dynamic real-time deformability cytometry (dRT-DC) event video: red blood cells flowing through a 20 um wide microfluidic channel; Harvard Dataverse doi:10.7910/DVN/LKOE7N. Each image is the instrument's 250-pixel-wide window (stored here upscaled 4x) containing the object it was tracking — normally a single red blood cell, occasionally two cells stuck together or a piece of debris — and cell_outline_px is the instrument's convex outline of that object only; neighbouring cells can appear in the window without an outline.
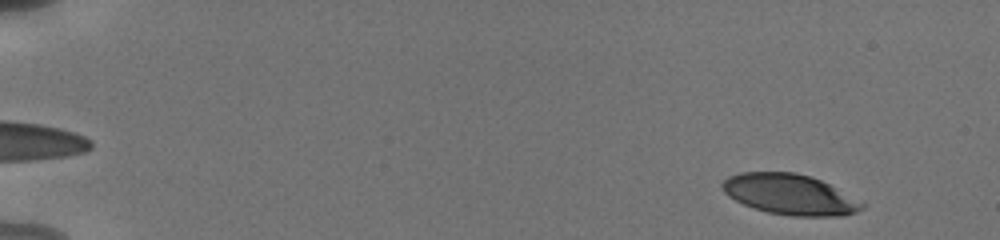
{"species": "human", "species_latin": "Homo sapiens", "temperature_condition": "cold", "stored_images_in_passage": 54, "camera_frame_rate_fps": 3000, "um_per_image_px": 0.085, "donor": {"sex": "male"}, "frame": {"image": 1, "passage_image": 4, "time_ms": 1.0, "image_size_px": [1000, 240], "cell_outline_px": [[864, 208], [856, 212], [840, 216], [792, 216], [768, 212], [744, 204], [728, 196], [724, 192], [720, 184], [728, 176], [740, 172], [792, 172], [812, 176], [828, 184], [864, 204]], "centroid_in_image_um": [67.09, 16.52], "position_along_channel_um": 17.9, "area_um2": 32.6}}
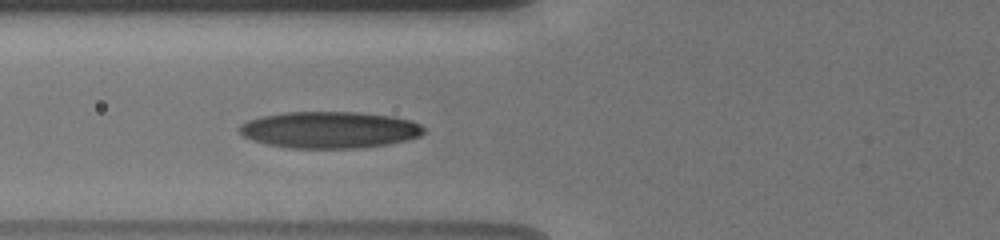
{"frame": {"image": 2, "passage_image": 22, "time_ms": 7.0, "image_size_px": [1000, 240], "cell_outline_px": [[424, 132], [420, 136], [408, 140], [388, 144], [356, 148], [292, 148], [268, 144], [252, 140], [244, 136], [240, 132], [240, 124], [248, 120], [260, 116], [284, 112], [360, 112], [392, 116], [412, 120], [420, 124], [424, 128]], "centroid_in_image_um": [28.03, 11.03], "position_along_channel_um": 97.8, "area_um2": 39.48}}
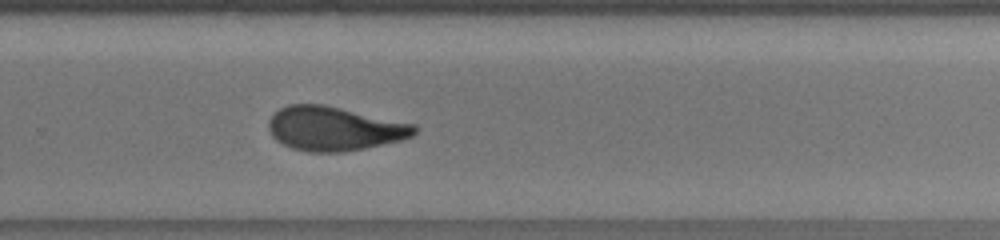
{"frame": {"image": 3, "passage_image": 38, "time_ms": 12.333, "image_size_px": [1000, 240], "cell_outline_px": [[420, 128], [412, 136], [404, 140], [344, 152], [308, 152], [292, 148], [276, 140], [272, 136], [268, 128], [268, 120], [280, 108], [288, 104], [324, 104], [416, 124]], "centroid_in_image_um": [28.44, 10.93], "position_along_channel_um": 301.4, "area_um2": 37.74}, "authors_computed_cell_mechanics": {"area_um2": 36.8764, "velocity_mm_per_s": 3.821, "shape_relaxation_time_tau1_ms": 5.3373, "shape_relaxation_time_tau2_ms": 1.9219, "deformation_change_tau1": 0.1852, "deformation_change_tau2": 0.0963}}